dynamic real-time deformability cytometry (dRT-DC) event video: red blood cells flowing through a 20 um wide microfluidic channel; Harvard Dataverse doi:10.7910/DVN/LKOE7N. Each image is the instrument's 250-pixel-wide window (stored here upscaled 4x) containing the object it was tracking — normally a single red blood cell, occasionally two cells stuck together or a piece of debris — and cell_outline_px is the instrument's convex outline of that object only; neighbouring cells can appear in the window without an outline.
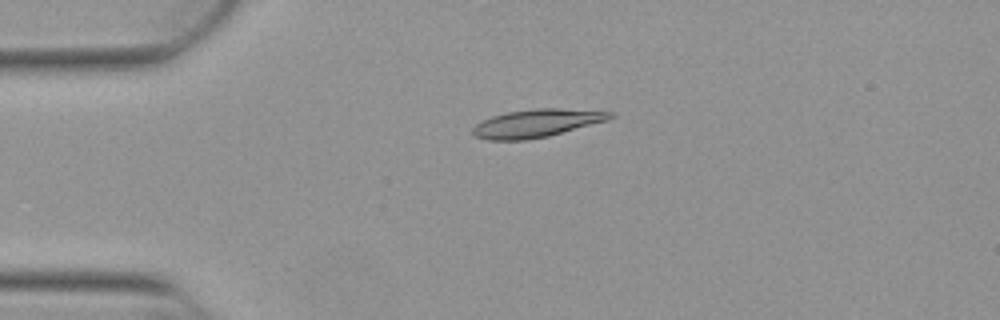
{"species": "Egyptian fruit bat (a non-hibernating species)", "species_latin": "Rousettus aegyptiacus", "temperature_condition": "warm", "stored_images_in_passage": 4, "camera_frame_rate_fps": 3000, "um_per_image_px": 0.085, "animal": {"sex": "female"}, "frame": {"image": 1, "passage_image": 1, "time_ms": 0.0, "image_size_px": [1000, 320], "cell_outline_px": [[616, 116], [608, 120], [548, 136], [528, 140], [488, 140], [476, 136], [472, 132], [472, 128], [480, 120], [492, 116], [508, 112], [536, 108], [560, 108], [616, 112]], "centroid_in_image_um": [45.63, 10.47], "position_along_channel_um": 39.4, "area_um2": 22.48}}